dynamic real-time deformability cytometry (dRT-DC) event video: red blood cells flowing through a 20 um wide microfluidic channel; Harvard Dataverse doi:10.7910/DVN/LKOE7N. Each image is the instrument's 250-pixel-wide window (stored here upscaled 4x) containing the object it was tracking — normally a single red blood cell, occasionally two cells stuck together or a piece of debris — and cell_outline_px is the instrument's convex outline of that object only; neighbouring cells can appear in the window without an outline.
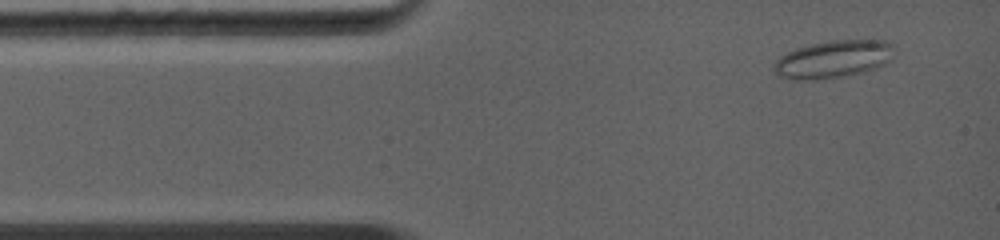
{"species": "common noctule bat (a hibernating species)", "species_latin": "Nyctalus noctula", "temperature_condition": "warm", "stored_images_in_passage": 23, "camera_frame_rate_fps": 5000, "um_per_image_px": 0.085, "animal": {"sex": "female", "body_mass_g": 19.0, "forearm_length_mm": 56.7}, "frame": {"image": 1, "passage_image": 2, "time_ms": 0.6, "image_size_px": [1000, 240], "cell_outline_px": [[892, 60], [876, 68], [864, 72], [816, 80], [796, 80], [780, 76], [772, 68], [776, 60], [780, 56], [796, 48], [812, 44], [832, 40], [884, 40], [892, 44]], "centroid_in_image_um": [70.82, 5.03], "position_along_channel_um": 14.2, "area_um2": 26.18}}
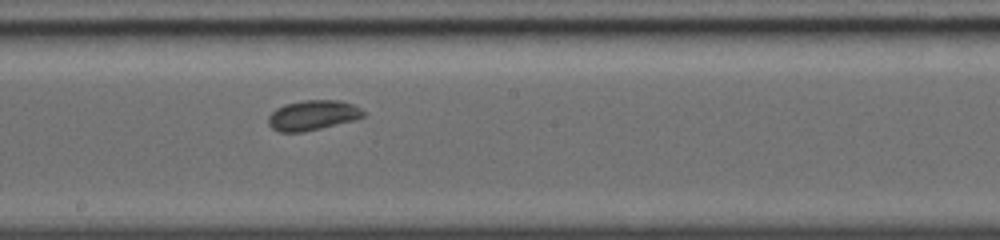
{"frame": {"image": 2, "passage_image": 12, "time_ms": 6.4, "image_size_px": [1000, 240], "cell_outline_px": [[364, 116], [356, 120], [320, 128], [300, 132], [280, 132], [272, 128], [268, 124], [268, 116], [276, 108], [284, 104], [304, 100], [340, 100], [352, 104], [360, 108], [364, 112]], "centroid_in_image_um": [26.57, 9.79], "position_along_channel_um": 221.6, "area_um2": 16.59}}
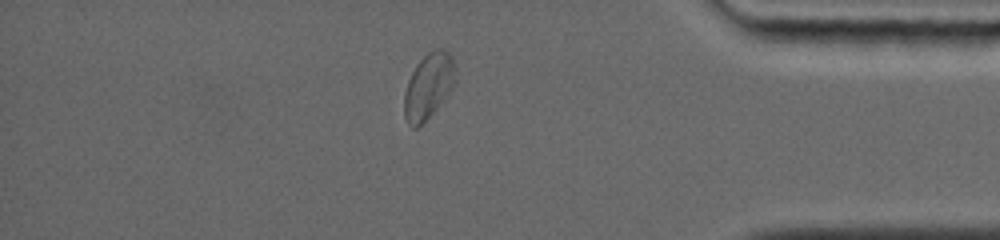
{"frame": {"image": 3, "passage_image": 20, "time_ms": 11.0, "image_size_px": [1000, 240], "cell_outline_px": [[456, 68], [452, 88], [436, 108], [416, 128], [412, 128], [408, 124], [404, 116], [404, 92], [408, 80], [416, 64], [428, 52], [436, 48], [440, 48], [448, 52], [452, 56]], "centroid_in_image_um": [36.4, 7.28], "position_along_channel_um": 398.8, "area_um2": 19.25}}